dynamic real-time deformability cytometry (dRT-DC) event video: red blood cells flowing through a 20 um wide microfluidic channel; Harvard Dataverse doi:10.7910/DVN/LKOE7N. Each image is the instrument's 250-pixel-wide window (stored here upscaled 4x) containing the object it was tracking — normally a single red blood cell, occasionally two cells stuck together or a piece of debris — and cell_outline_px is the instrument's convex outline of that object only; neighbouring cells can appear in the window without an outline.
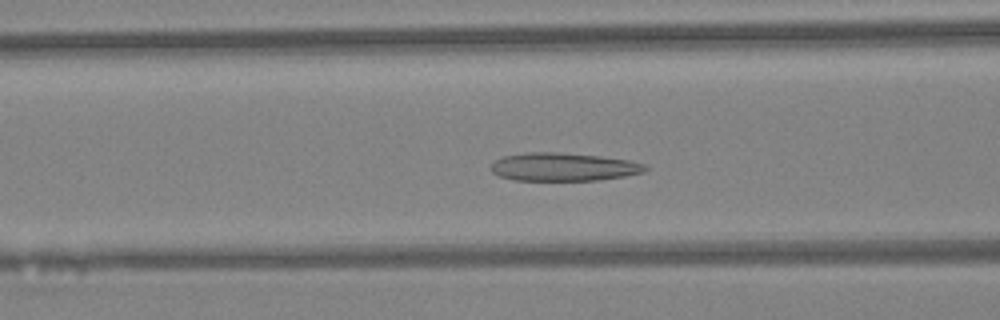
{"species": "Egyptian fruit bat (a non-hibernating species)", "species_latin": "Rousettus aegyptiacus", "temperature_condition": "warm", "stored_images_in_passage": 35, "camera_frame_rate_fps": 3000, "um_per_image_px": 0.085, "animal": {"sex": "female"}, "frame": {"image": 1, "passage_image": 6, "time_ms": 1.667, "image_size_px": [1000, 320], "cell_outline_px": [[648, 168], [644, 172], [624, 176], [600, 180], [512, 180], [500, 176], [492, 172], [492, 164], [496, 160], [504, 156], [528, 152], [556, 152], [600, 156], [628, 160], [644, 164]], "centroid_in_image_um": [47.9, 14.19], "position_along_channel_um": 118.7, "area_um2": 25.14}}
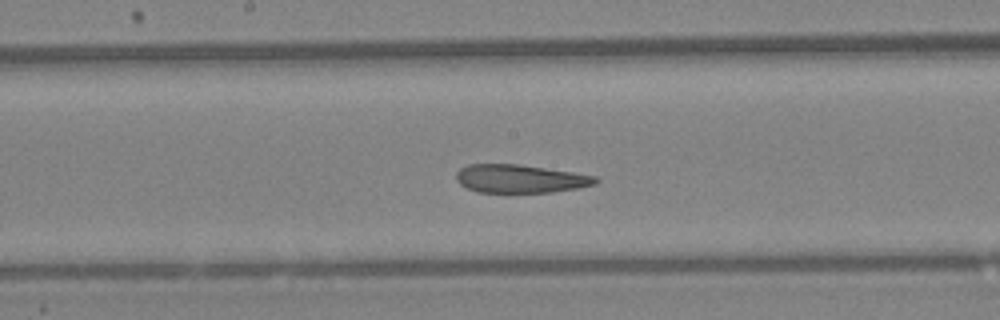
{"frame": {"image": 2, "passage_image": 12, "time_ms": 3.667, "image_size_px": [1000, 320], "cell_outline_px": [[600, 180], [596, 184], [580, 188], [552, 192], [476, 192], [460, 184], [456, 180], [456, 172], [460, 168], [468, 164], [516, 164], [572, 172], [596, 176]], "centroid_in_image_um": [44.22, 15.19], "position_along_channel_um": 204.0, "area_um2": 22.95}}
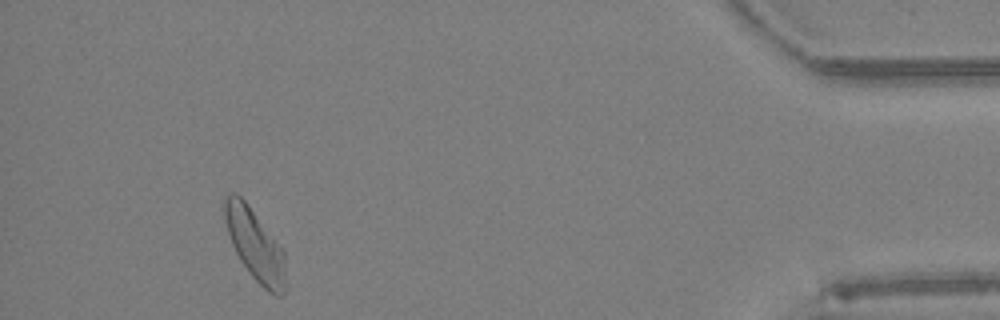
{"frame": {"image": 3, "passage_image": 31, "time_ms": 10.0, "image_size_px": [1000, 320], "cell_outline_px": [[288, 288], [284, 296], [276, 296], [268, 292], [248, 272], [240, 260], [232, 244], [224, 220], [224, 196], [232, 192], [236, 192], [244, 200], [284, 252]], "centroid_in_image_um": [21.7, 20.89], "position_along_channel_um": 413.5, "area_um2": 25.43}, "authors_computed_cell_mechanics": {"area_um2": 24.276, "velocity_mm_per_s": 4.2887, "shape_relaxation_time_tau1_ms": null, "shape_relaxation_time_tau2_ms": 2.6835, "deformation_change_tau1": null, "deformation_change_tau2": 0.1126}}